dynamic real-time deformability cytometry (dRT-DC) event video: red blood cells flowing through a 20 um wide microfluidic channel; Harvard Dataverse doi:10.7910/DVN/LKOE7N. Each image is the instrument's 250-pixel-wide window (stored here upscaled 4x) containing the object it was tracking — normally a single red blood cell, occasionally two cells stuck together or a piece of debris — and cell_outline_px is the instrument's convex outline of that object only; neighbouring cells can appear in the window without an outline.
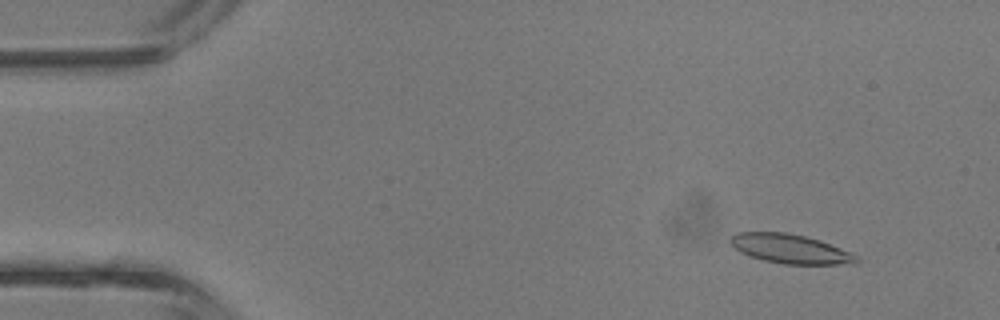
{"species": "common noctule bat (a hibernating species)", "species_latin": "Nyctalus noctula", "temperature_condition": "room temperature", "stored_images_in_passage": 41, "segment_of_instrument_passage": [1, 2], "camera_frame_rate_fps": 3000, "um_per_image_px": 0.085, "animal": {"sex": "male", "body_mass_g": 13.3}, "frame": {"image": 1, "passage_image": 3, "time_ms": 0.667, "image_size_px": [1000, 320], "cell_outline_px": [[860, 260], [856, 264], [784, 264], [764, 260], [740, 252], [728, 240], [736, 232], [784, 232], [804, 236], [820, 240], [852, 252], [860, 256]], "centroid_in_image_um": [67.24, 21.15], "position_along_channel_um": 17.8, "area_um2": 21.5}}
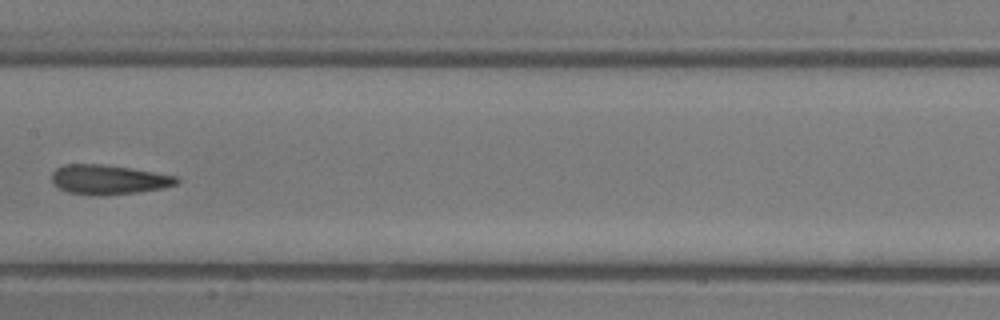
{"frame": {"image": 2, "passage_image": 20, "time_ms": 6.333, "image_size_px": [1000, 320], "cell_outline_px": [[180, 180], [176, 184], [164, 188], [136, 192], [104, 196], [96, 196], [68, 192], [52, 184], [52, 172], [56, 168], [64, 164], [100, 164], [132, 168], [176, 176]], "centroid_in_image_um": [9.2, 15.27], "position_along_channel_um": 198.2, "area_um2": 21.62}}
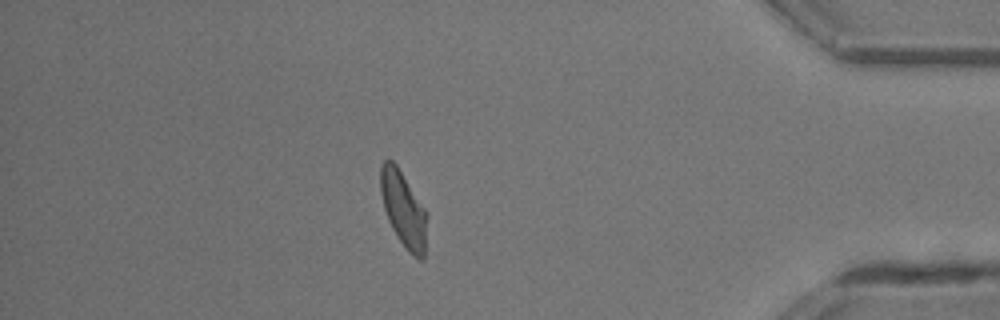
{"frame": {"image": 3, "passage_image": 35, "time_ms": 11.333, "image_size_px": [1000, 320], "cell_outline_px": [[428, 216], [424, 260], [420, 260], [408, 252], [392, 228], [388, 220], [384, 208], [380, 192], [380, 168], [384, 160], [388, 156], [396, 164], [428, 212]], "centroid_in_image_um": [34.31, 17.77], "position_along_channel_um": 400.9, "area_um2": 20.75}}